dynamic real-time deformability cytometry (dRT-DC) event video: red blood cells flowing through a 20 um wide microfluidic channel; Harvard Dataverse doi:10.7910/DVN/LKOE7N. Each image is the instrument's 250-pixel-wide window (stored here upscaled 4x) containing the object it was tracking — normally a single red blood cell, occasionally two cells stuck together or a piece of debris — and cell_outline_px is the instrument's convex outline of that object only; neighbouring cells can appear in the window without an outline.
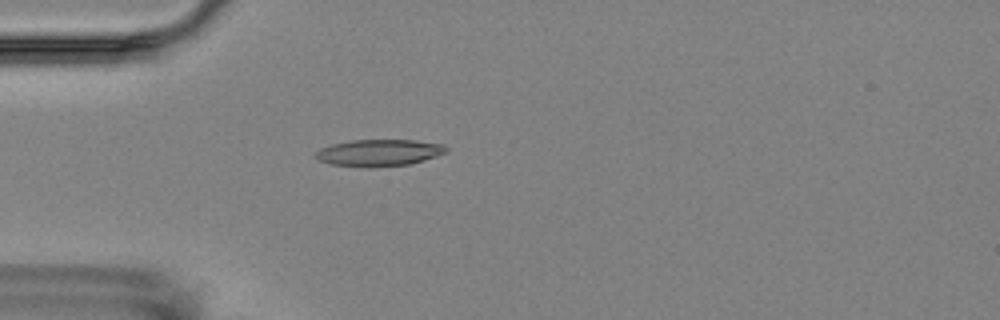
{"species": "Egyptian fruit bat (a non-hibernating species)", "species_latin": "Rousettus aegyptiacus", "temperature_condition": "room temperature", "stored_images_in_passage": 5, "camera_frame_rate_fps": 3000, "um_per_image_px": 0.085, "animal": {"sex": "female"}, "frame": {"image": 1, "passage_image": 5, "time_ms": 4.667, "image_size_px": [1000, 320], "cell_outline_px": [[448, 152], [424, 160], [408, 164], [372, 168], [368, 168], [332, 164], [320, 160], [316, 156], [316, 152], [320, 148], [332, 144], [352, 140], [412, 140], [444, 144], [448, 148]], "centroid_in_image_um": [32.25, 12.98], "position_along_channel_um": 52.8, "area_um2": 20.35}}